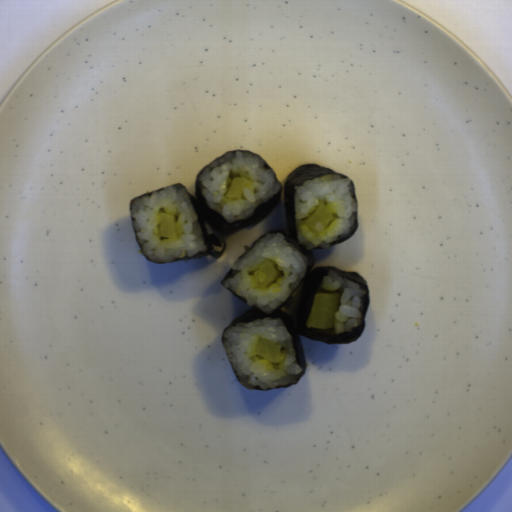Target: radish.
Masks as SVG:
<instances>
[{
    "label": "radish",
    "mask_w": 512,
    "mask_h": 512,
    "mask_svg": "<svg viewBox=\"0 0 512 512\" xmlns=\"http://www.w3.org/2000/svg\"><path fill=\"white\" fill-rule=\"evenodd\" d=\"M250 192L255 190V184L249 179L243 177H234L225 193V198L229 200H242L244 198L243 190Z\"/></svg>",
    "instance_id": "8ad9b29f"
},
{
    "label": "radish",
    "mask_w": 512,
    "mask_h": 512,
    "mask_svg": "<svg viewBox=\"0 0 512 512\" xmlns=\"http://www.w3.org/2000/svg\"><path fill=\"white\" fill-rule=\"evenodd\" d=\"M255 354L257 357L263 358L270 363L278 364L283 362L285 353L281 345H276L267 339H259Z\"/></svg>",
    "instance_id": "1c65be97"
},
{
    "label": "radish",
    "mask_w": 512,
    "mask_h": 512,
    "mask_svg": "<svg viewBox=\"0 0 512 512\" xmlns=\"http://www.w3.org/2000/svg\"><path fill=\"white\" fill-rule=\"evenodd\" d=\"M340 293H316L307 317L306 326L314 329H332L340 307Z\"/></svg>",
    "instance_id": "1f323893"
},
{
    "label": "radish",
    "mask_w": 512,
    "mask_h": 512,
    "mask_svg": "<svg viewBox=\"0 0 512 512\" xmlns=\"http://www.w3.org/2000/svg\"><path fill=\"white\" fill-rule=\"evenodd\" d=\"M159 235L164 238L176 239L177 227L174 214L160 212L159 214Z\"/></svg>",
    "instance_id": "8779124a"
},
{
    "label": "radish",
    "mask_w": 512,
    "mask_h": 512,
    "mask_svg": "<svg viewBox=\"0 0 512 512\" xmlns=\"http://www.w3.org/2000/svg\"><path fill=\"white\" fill-rule=\"evenodd\" d=\"M335 216L325 204L318 205L304 219V223L312 233H319L326 229L334 220Z\"/></svg>",
    "instance_id": "8e3532e8"
},
{
    "label": "radish",
    "mask_w": 512,
    "mask_h": 512,
    "mask_svg": "<svg viewBox=\"0 0 512 512\" xmlns=\"http://www.w3.org/2000/svg\"><path fill=\"white\" fill-rule=\"evenodd\" d=\"M280 272L272 261H266L252 273L254 283L261 289H266L279 278Z\"/></svg>",
    "instance_id": "49b2ee8c"
}]
</instances>
